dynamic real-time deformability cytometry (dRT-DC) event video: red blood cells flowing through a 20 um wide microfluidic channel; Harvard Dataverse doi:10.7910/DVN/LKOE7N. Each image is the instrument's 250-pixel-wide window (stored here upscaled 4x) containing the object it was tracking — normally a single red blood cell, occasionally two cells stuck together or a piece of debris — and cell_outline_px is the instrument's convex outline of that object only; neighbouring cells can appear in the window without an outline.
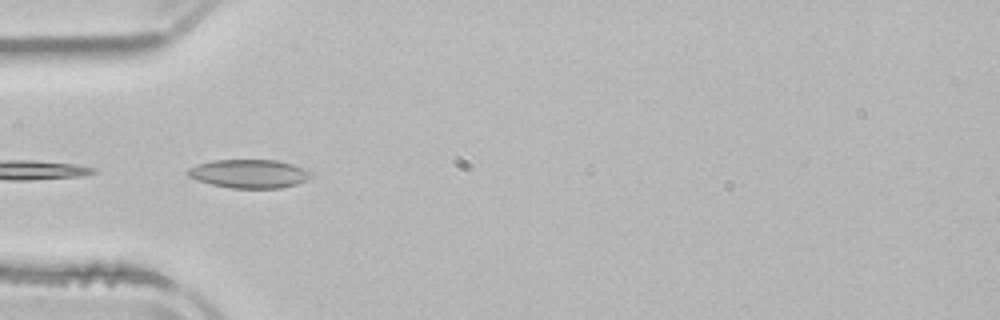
{"species": "common noctule bat (a hibernating species)", "species_latin": "Nyctalus noctula", "temperature_condition": "room temperature", "stored_images_in_passage": 7, "camera_frame_rate_fps": 3000, "um_per_image_px": 0.085, "animal": {"sex": "male", "body_mass_g": 21.5, "forearm_length_mm": 52.0}, "frame": {"image": 1, "passage_image": 5, "time_ms": 6.0, "image_size_px": [1000, 320], "cell_outline_px": [[312, 176], [296, 184], [280, 188], [232, 188], [212, 184], [188, 176], [184, 172], [188, 168], [196, 164], [212, 160], [276, 160], [292, 164], [304, 168], [312, 172]], "centroid_in_image_um": [21.16, 14.75], "position_along_channel_um": 63.8, "area_um2": 20.46}}
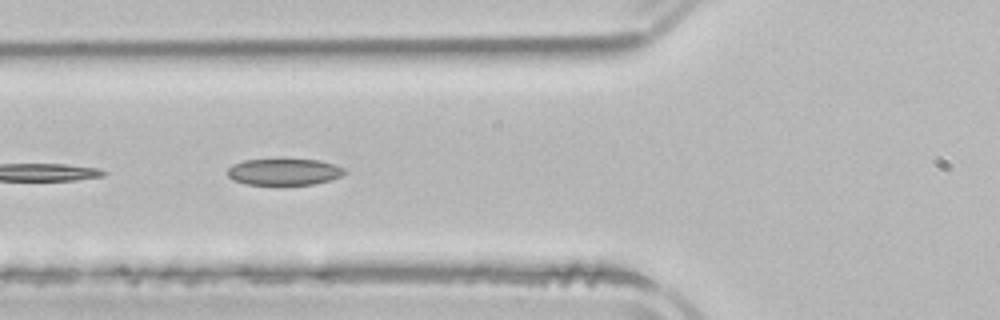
{"frame": {"image": 2, "passage_image": 6, "time_ms": 7.0, "image_size_px": [1000, 320], "cell_outline_px": [[348, 172], [340, 176], [328, 180], [312, 184], [276, 188], [248, 184], [232, 180], [228, 176], [228, 168], [232, 164], [244, 160], [320, 160], [344, 168]], "centroid_in_image_um": [24.1, 14.66], "position_along_channel_um": 101.7, "area_um2": 18.67}}
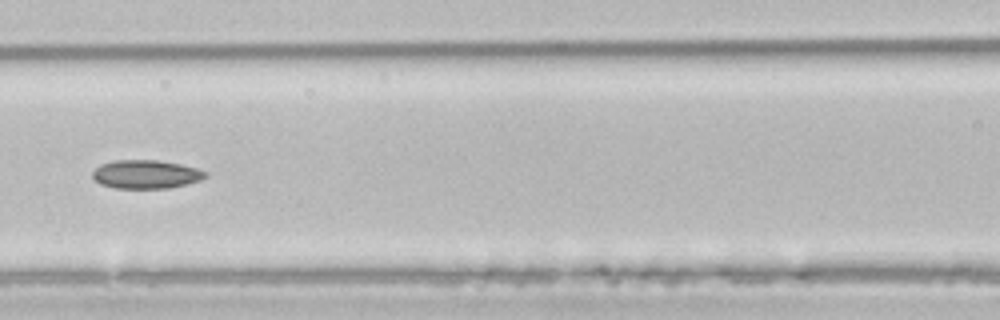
{"frame": {"image": 3, "passage_image": 7, "time_ms": 8.333, "image_size_px": [1000, 320], "cell_outline_px": [[208, 176], [200, 180], [168, 188], [116, 188], [100, 184], [92, 176], [92, 172], [100, 164], [116, 160], [156, 160], [180, 164], [196, 168], [208, 172]], "centroid_in_image_um": [12.4, 14.81], "position_along_channel_um": 154.2, "area_um2": 18.67}}